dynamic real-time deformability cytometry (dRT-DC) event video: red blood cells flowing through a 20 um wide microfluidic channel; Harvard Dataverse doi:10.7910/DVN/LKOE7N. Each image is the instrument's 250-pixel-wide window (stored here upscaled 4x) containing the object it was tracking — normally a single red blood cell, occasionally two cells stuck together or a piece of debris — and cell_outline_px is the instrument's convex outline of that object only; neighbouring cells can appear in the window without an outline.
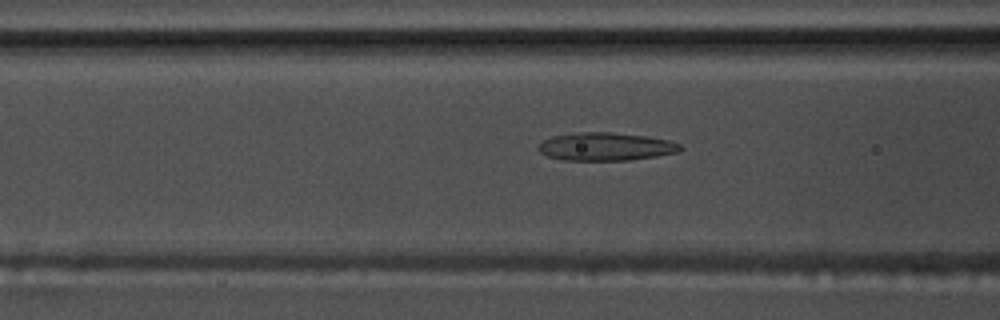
{"species": "common noctule bat (a hibernating species)", "species_latin": "Nyctalus noctula", "temperature_condition": "warm", "stored_images_in_passage": 37, "camera_frame_rate_fps": 3000, "um_per_image_px": 0.085, "animal": {"sex": "male", "body_mass_g": 17.5, "forearm_length_mm": 52.3}, "frame": {"image": 1, "passage_image": 4, "time_ms": 1.0, "image_size_px": [1000, 320], "cell_outline_px": [[684, 148], [680, 152], [656, 156], [628, 160], [564, 160], [548, 156], [540, 152], [536, 148], [544, 140], [552, 136], [576, 132], [612, 132], [644, 136], [668, 140], [680, 144]], "centroid_in_image_um": [51.49, 12.46], "position_along_channel_um": 115.1, "area_um2": 23.18}}
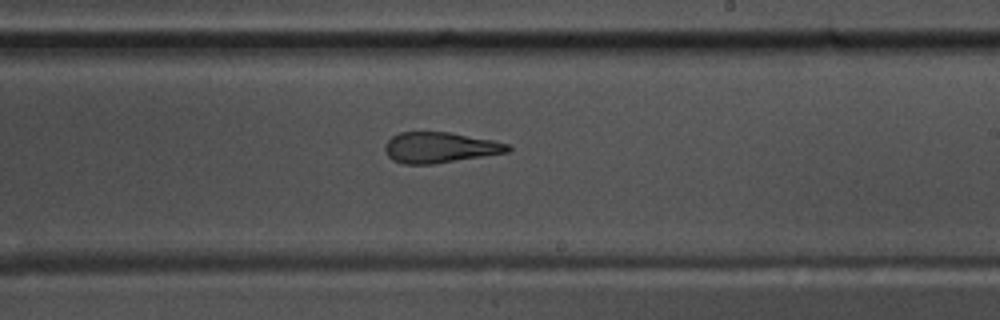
{"frame": {"image": 2, "passage_image": 15, "time_ms": 4.667, "image_size_px": [1000, 320], "cell_outline_px": [[512, 148], [508, 152], [432, 164], [404, 164], [392, 160], [388, 156], [384, 148], [384, 144], [392, 136], [400, 132], [452, 132], [492, 140], [508, 144]], "centroid_in_image_um": [37.36, 12.53], "position_along_channel_um": 251.6, "area_um2": 21.91}}
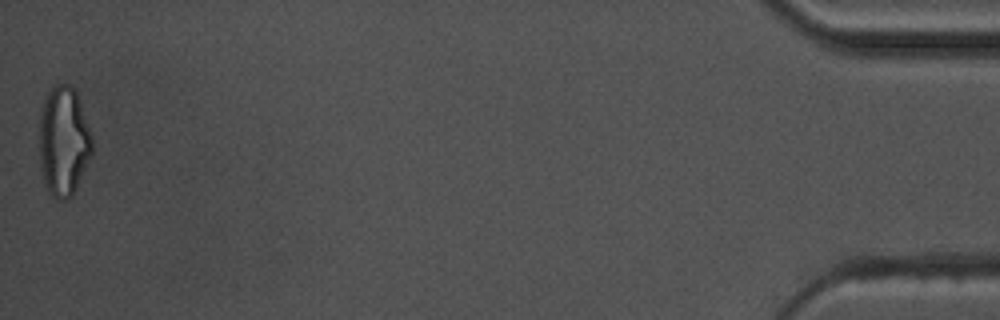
{"frame": {"image": 3, "passage_image": 37, "time_ms": 12.0, "image_size_px": [1000, 320], "cell_outline_px": [[92, 152], [72, 196], [68, 200], [56, 200], [44, 188], [40, 168], [40, 108], [44, 96], [48, 88], [56, 84], [72, 84], [76, 92], [92, 136]], "centroid_in_image_um": [5.37, 12.0], "position_along_channel_um": 429.8, "area_um2": 34.16}}